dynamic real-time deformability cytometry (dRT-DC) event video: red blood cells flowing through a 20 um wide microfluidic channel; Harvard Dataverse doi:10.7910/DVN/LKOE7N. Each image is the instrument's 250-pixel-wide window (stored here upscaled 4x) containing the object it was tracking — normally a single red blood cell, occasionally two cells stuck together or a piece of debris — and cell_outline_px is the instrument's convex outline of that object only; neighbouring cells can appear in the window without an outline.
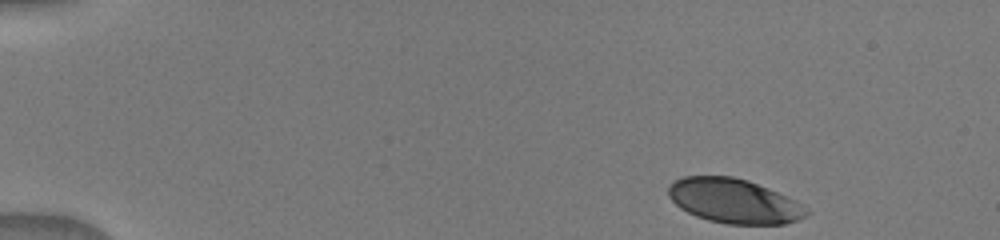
{"species": "human", "species_latin": "Homo sapiens", "temperature_condition": "warm", "stored_images_in_passage": 15, "camera_frame_rate_fps": 3000, "um_per_image_px": 0.085, "donor": {"sex": "male"}, "frame": {"image": 1, "passage_image": 1, "time_ms": 0.0, "image_size_px": [1000, 240], "cell_outline_px": [[812, 212], [808, 216], [784, 224], [728, 224], [708, 220], [696, 216], [680, 208], [668, 196], [668, 184], [684, 176], [732, 176], [748, 180], [768, 188], [808, 208]], "centroid_in_image_um": [62.38, 17.09], "position_along_channel_um": 22.6, "area_um2": 35.66}}
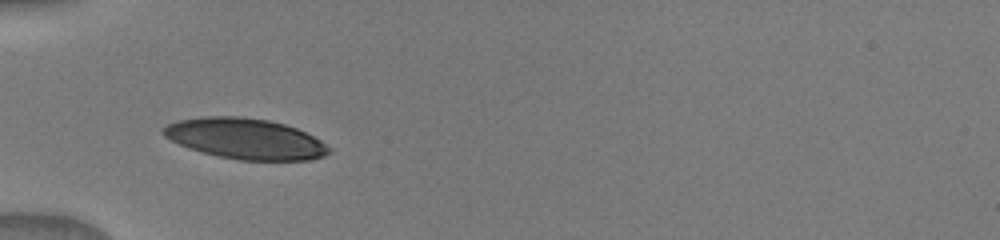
{"frame": {"image": 2, "passage_image": 10, "time_ms": 3.667, "image_size_px": [1000, 240], "cell_outline_px": [[332, 152], [324, 156], [308, 160], [240, 160], [220, 156], [188, 148], [164, 136], [160, 132], [160, 128], [176, 120], [204, 116], [240, 116], [268, 120], [284, 124], [296, 128], [320, 140], [332, 148]], "centroid_in_image_um": [20.84, 11.78], "position_along_channel_um": 64.2, "area_um2": 39.25}}
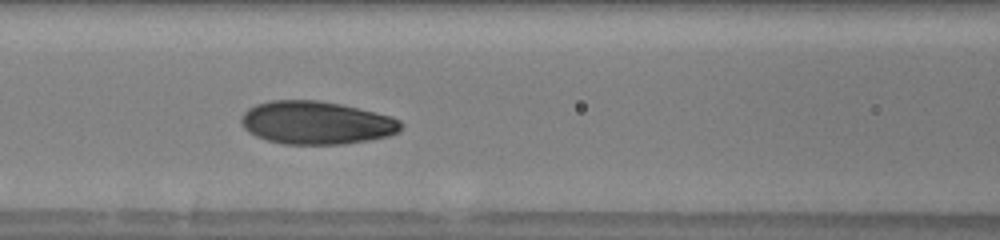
{"frame": {"image": 3, "passage_image": 13, "time_ms": 5.667, "image_size_px": [1000, 240], "cell_outline_px": [[404, 124], [400, 132], [388, 136], [368, 140], [344, 144], [284, 144], [268, 140], [256, 136], [248, 132], [240, 124], [240, 120], [244, 112], [248, 108], [256, 104], [268, 100], [316, 100], [340, 104], [392, 116], [400, 120]], "centroid_in_image_um": [26.89, 10.43], "position_along_channel_um": 139.7, "area_um2": 40.29}}